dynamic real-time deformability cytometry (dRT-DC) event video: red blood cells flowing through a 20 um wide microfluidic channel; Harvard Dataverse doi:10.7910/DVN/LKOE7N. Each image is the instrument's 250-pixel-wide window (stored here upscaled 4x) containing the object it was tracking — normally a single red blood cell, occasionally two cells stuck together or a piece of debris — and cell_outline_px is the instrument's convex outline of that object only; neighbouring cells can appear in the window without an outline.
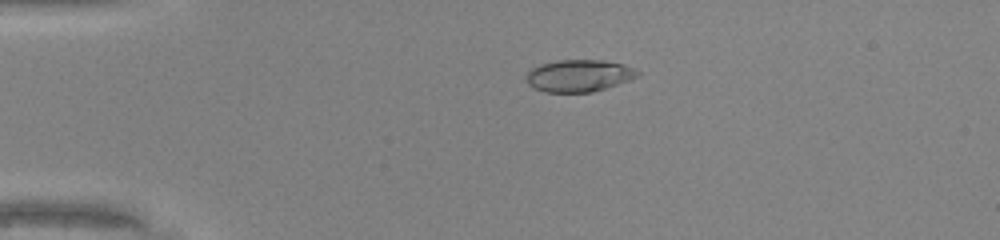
{"species": "common noctule bat (a hibernating species)", "species_latin": "Nyctalus noctula", "temperature_condition": "warm", "stored_images_in_passage": 38, "camera_frame_rate_fps": 3000, "um_per_image_px": 0.085, "animal": {"sex": "male", "body_mass_g": 20.0, "forearm_length_mm": 53.3}, "frame": {"image": 1, "passage_image": 1, "time_ms": 0.0, "image_size_px": [1000, 240], "cell_outline_px": [[640, 72], [636, 76], [628, 80], [592, 92], [544, 92], [532, 88], [524, 80], [524, 76], [532, 68], [540, 64], [556, 60], [604, 60], [624, 64]], "centroid_in_image_um": [49.12, 6.43], "position_along_channel_um": 35.9, "area_um2": 20.81}}
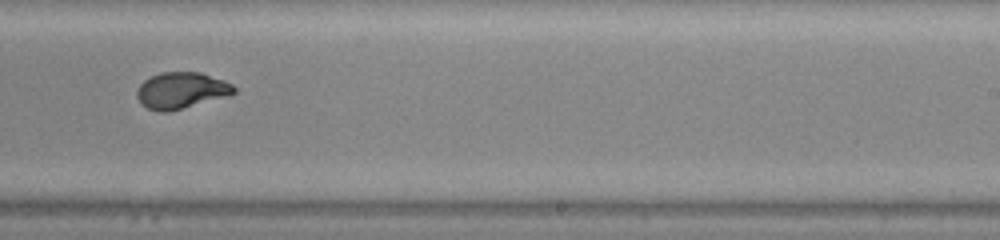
{"frame": {"image": 2, "passage_image": 21, "time_ms": 6.667, "image_size_px": [1000, 240], "cell_outline_px": [[236, 92], [228, 96], [168, 112], [160, 112], [148, 108], [140, 104], [136, 96], [136, 92], [140, 84], [144, 80], [160, 72], [200, 72], [224, 80], [232, 84], [236, 88]], "centroid_in_image_um": [15.4, 7.69], "position_along_channel_um": 273.6, "area_um2": 20.63}}
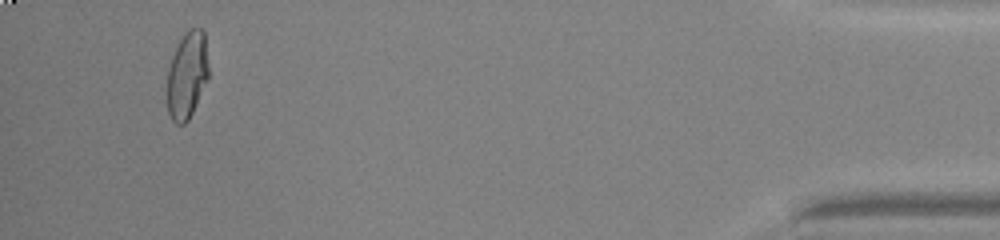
{"frame": {"image": 3, "passage_image": 36, "time_ms": 11.667, "image_size_px": [1000, 240], "cell_outline_px": [[208, 80], [188, 120], [184, 124], [176, 124], [172, 120], [168, 112], [168, 68], [172, 56], [184, 32], [192, 28], [200, 28], [204, 32], [208, 64]], "centroid_in_image_um": [15.91, 6.39], "position_along_channel_um": 419.3, "area_um2": 20.81}, "authors_computed_cell_mechanics": {"area_um2": 20.6924, "velocity_mm_per_s": 4.3049, "shape_relaxation_time_tau1_ms": 6.3464, "shape_relaxation_time_tau2_ms": null, "deformation_change_tau1": 0.2633, "deformation_change_tau2": null}}